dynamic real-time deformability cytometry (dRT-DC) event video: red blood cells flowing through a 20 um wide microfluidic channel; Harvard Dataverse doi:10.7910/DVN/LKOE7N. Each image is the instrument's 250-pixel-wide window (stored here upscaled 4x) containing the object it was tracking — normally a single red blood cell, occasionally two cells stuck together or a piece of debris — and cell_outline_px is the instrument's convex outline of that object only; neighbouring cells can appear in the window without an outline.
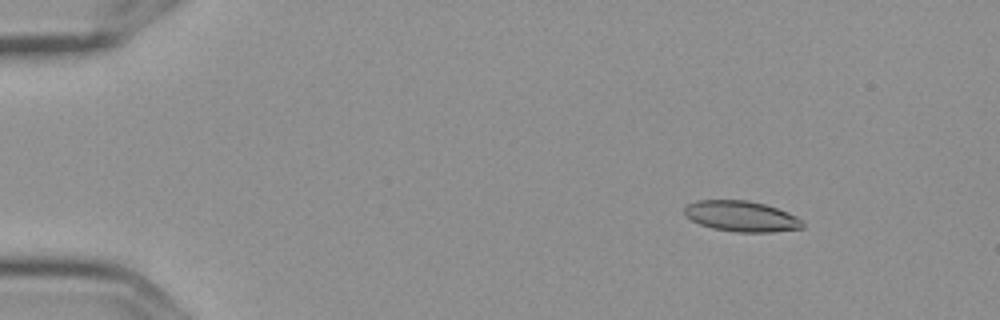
{"species": "Egyptian fruit bat (a non-hibernating species)", "species_latin": "Rousettus aegyptiacus", "temperature_condition": "cold", "stored_images_in_passage": 5, "camera_frame_rate_fps": 3000, "um_per_image_px": 0.085, "frame": {"image": 1, "passage_image": 3, "time_ms": 0.667, "image_size_px": [1000, 320], "cell_outline_px": [[804, 228], [772, 232], [736, 232], [712, 228], [700, 224], [684, 216], [684, 208], [688, 204], [696, 200], [748, 200], [764, 204], [788, 212], [796, 216], [804, 224]], "centroid_in_image_um": [63.0, 18.38], "position_along_channel_um": 22.0, "area_um2": 21.15}}